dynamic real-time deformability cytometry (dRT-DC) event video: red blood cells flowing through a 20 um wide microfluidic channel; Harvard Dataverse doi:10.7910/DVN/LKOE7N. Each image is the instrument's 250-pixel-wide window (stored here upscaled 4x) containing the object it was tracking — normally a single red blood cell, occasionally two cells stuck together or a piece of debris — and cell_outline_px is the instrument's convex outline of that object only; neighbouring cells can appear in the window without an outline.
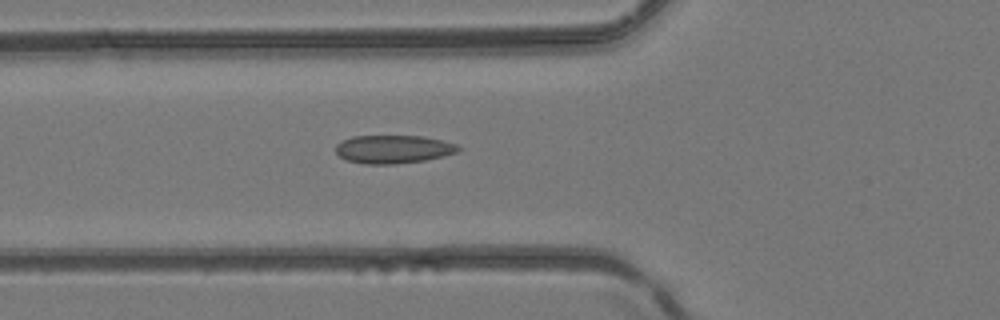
{"species": "common noctule bat (a hibernating species)", "species_latin": "Nyctalus noctula", "temperature_condition": "room temperature", "stored_images_in_passage": 5, "camera_frame_rate_fps": 3000, "um_per_image_px": 0.085, "animal": {"sex": "female", "body_mass_g": 24.6, "forearm_length_mm": 56.2}, "frame": {"image": 1, "passage_image": 5, "time_ms": 1.333, "image_size_px": [1000, 320], "cell_outline_px": [[464, 148], [456, 152], [444, 156], [424, 160], [396, 164], [364, 164], [348, 160], [340, 156], [336, 152], [336, 144], [352, 136], [424, 136], [456, 144]], "centroid_in_image_um": [33.45, 12.68], "position_along_channel_um": 92.3, "area_um2": 20.11}}